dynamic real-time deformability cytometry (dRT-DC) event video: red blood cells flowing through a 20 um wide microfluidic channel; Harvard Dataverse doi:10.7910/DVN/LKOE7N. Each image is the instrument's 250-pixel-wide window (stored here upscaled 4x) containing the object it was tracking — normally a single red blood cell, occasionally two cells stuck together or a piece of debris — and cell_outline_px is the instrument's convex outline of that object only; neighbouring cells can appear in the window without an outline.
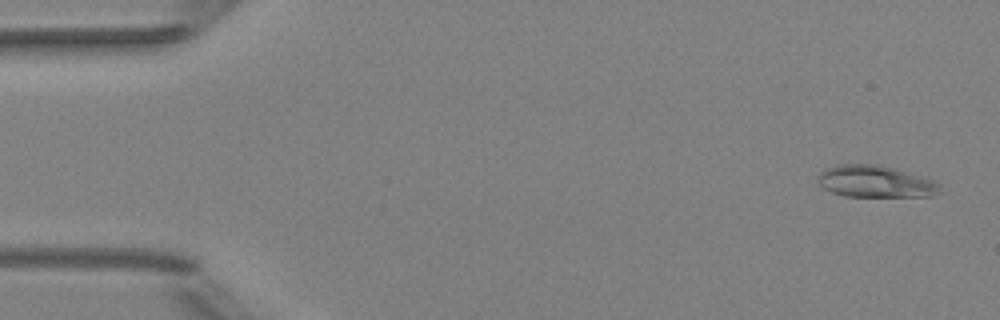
{"species": "Egyptian fruit bat (a non-hibernating species)", "species_latin": "Rousettus aegyptiacus", "temperature_condition": "room temperature", "stored_images_in_passage": 51, "camera_frame_rate_fps": 3000, "um_per_image_px": 0.085, "animal": {"sex": "female"}, "frame": {"image": 1, "passage_image": 2, "time_ms": 0.333, "image_size_px": [1000, 320], "cell_outline_px": [[944, 192], [932, 196], [844, 196], [832, 192], [824, 188], [816, 180], [816, 176], [824, 168], [840, 164], [880, 164], [896, 168], [940, 184]], "centroid_in_image_um": [74.38, 15.42], "position_along_channel_um": 10.6, "area_um2": 22.77}}
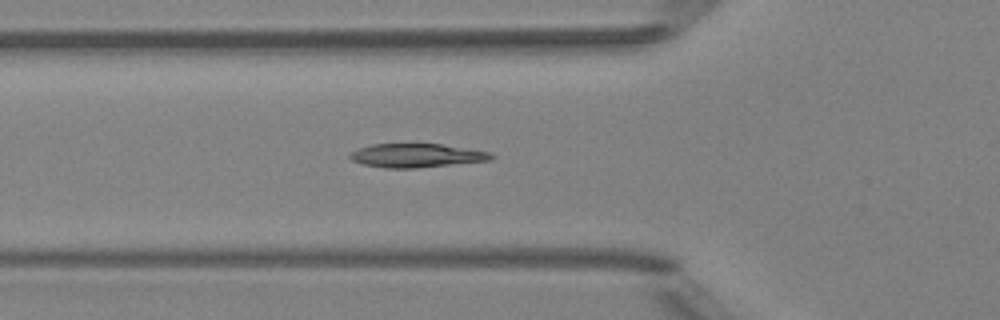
{"frame": {"image": 2, "passage_image": 18, "time_ms": 5.667, "image_size_px": [1000, 320], "cell_outline_px": [[496, 156], [492, 160], [416, 168], [384, 168], [364, 164], [352, 160], [348, 156], [352, 152], [360, 148], [372, 144], [440, 144], [492, 152]], "centroid_in_image_um": [35.45, 13.22], "position_along_channel_um": 90.3, "area_um2": 19.48}}
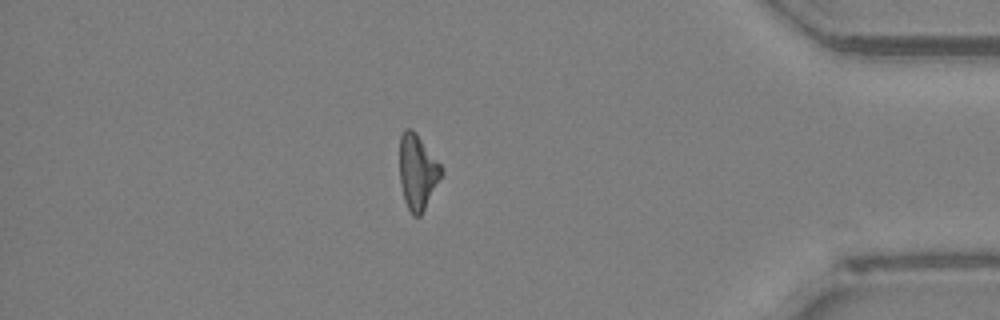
{"frame": {"image": 3, "passage_image": 44, "time_ms": 14.333, "image_size_px": [1000, 320], "cell_outline_px": [[440, 176], [420, 216], [412, 216], [404, 200], [400, 184], [400, 136], [404, 128], [412, 128], [440, 164]], "centroid_in_image_um": [35.43, 14.59], "position_along_channel_um": 399.8, "area_um2": 17.63}, "authors_computed_cell_mechanics": {"area_um2": 19.5942, "velocity_mm_per_s": 4.0014, "shape_relaxation_time_tau1_ms": 8.1185, "shape_relaxation_time_tau2_ms": 8.7385, "deformation_change_tau1": 0.2191, "deformation_change_tau2": 0.1929}}